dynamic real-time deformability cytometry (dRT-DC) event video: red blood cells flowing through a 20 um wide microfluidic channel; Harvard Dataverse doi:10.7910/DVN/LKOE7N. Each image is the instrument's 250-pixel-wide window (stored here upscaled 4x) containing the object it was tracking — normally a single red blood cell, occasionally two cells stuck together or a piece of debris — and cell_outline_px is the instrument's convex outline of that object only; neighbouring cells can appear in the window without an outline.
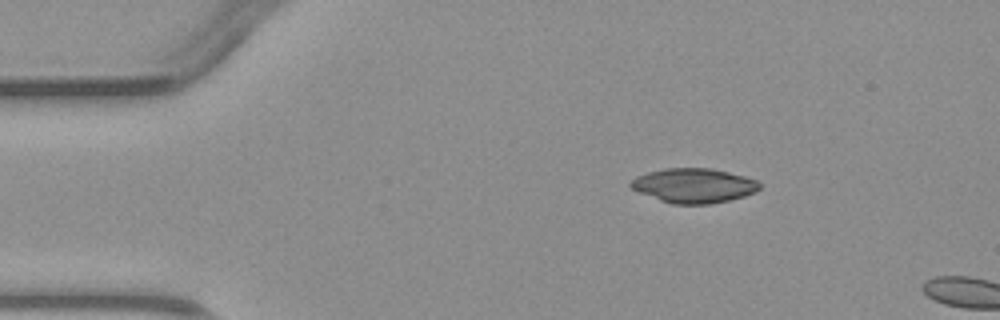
{"species": "common noctule bat (a hibernating species)", "species_latin": "Nyctalus noctula", "temperature_condition": "warm", "stored_images_in_passage": 3, "camera_frame_rate_fps": 3000, "um_per_image_px": 0.085, "animal": {"sex": "male", "body_mass_g": 23.1, "forearm_length_mm": 52.7}, "frame": {"image": 1, "passage_image": 2, "time_ms": 1.333, "image_size_px": [1000, 320], "cell_outline_px": [[760, 188], [756, 192], [744, 196], [728, 200], [708, 204], [672, 204], [660, 200], [640, 192], [632, 188], [628, 184], [636, 176], [648, 172], [664, 168], [712, 168], [744, 176], [756, 180], [760, 184]], "centroid_in_image_um": [58.97, 15.77], "position_along_channel_um": 26.0, "area_um2": 25.78}}